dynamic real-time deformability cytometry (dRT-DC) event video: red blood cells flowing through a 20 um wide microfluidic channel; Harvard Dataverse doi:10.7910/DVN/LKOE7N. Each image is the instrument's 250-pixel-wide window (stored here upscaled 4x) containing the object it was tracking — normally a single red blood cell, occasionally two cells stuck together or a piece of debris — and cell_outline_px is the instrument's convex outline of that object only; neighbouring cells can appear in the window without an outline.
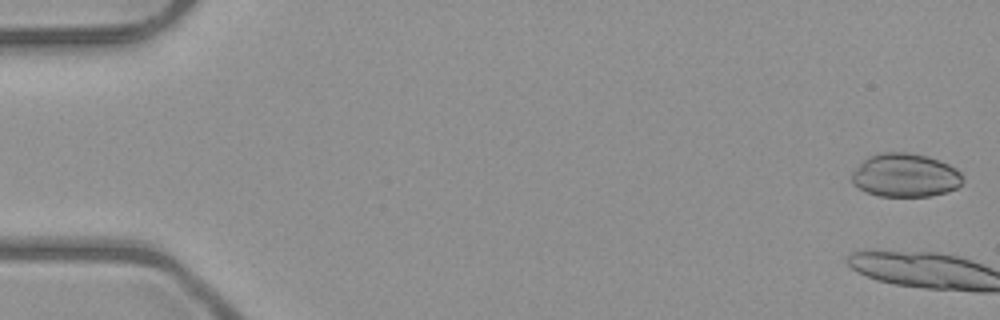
{"species": "common noctule bat (a hibernating species)", "species_latin": "Nyctalus noctula", "temperature_condition": "room temperature", "stored_images_in_passage": 4, "camera_frame_rate_fps": 3000, "um_per_image_px": 0.085, "animal": {"sex": "male", "body_mass_g": 23.1, "forearm_length_mm": 52.7}, "frame": {"image": 1, "passage_image": 1, "time_ms": 0.0, "image_size_px": [1000, 320], "cell_outline_px": [[964, 180], [956, 188], [948, 192], [928, 196], [880, 196], [868, 192], [852, 184], [852, 172], [868, 156], [876, 152], [908, 152], [928, 156], [948, 164], [956, 168], [964, 176]], "centroid_in_image_um": [76.96, 14.89], "position_along_channel_um": 8.0, "area_um2": 28.26}}